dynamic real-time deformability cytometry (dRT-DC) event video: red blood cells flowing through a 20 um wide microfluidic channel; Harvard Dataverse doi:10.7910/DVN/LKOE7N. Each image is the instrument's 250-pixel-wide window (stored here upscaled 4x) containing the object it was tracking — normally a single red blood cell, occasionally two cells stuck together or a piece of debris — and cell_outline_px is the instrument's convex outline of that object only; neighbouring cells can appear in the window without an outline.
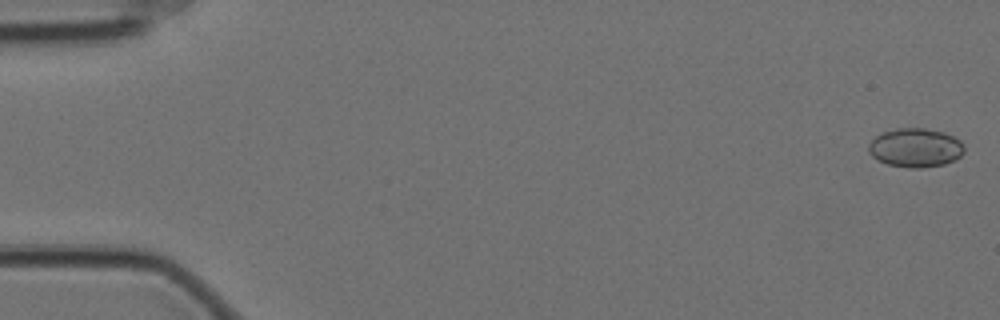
{"species": "Egyptian fruit bat (a non-hibernating species)", "species_latin": "Rousettus aegyptiacus", "temperature_condition": "cold", "stored_images_in_passage": 14, "camera_frame_rate_fps": 3000, "um_per_image_px": 0.085, "animal": {"sex": "female"}, "frame": {"image": 1, "passage_image": 2, "time_ms": 0.333, "image_size_px": [1000, 320], "cell_outline_px": [[964, 152], [956, 160], [944, 164], [920, 168], [908, 168], [888, 164], [872, 156], [868, 152], [868, 144], [876, 136], [884, 132], [896, 128], [924, 128], [944, 132], [960, 140], [964, 144]], "centroid_in_image_um": [77.83, 12.56], "position_along_channel_um": 7.2, "area_um2": 21.73}}